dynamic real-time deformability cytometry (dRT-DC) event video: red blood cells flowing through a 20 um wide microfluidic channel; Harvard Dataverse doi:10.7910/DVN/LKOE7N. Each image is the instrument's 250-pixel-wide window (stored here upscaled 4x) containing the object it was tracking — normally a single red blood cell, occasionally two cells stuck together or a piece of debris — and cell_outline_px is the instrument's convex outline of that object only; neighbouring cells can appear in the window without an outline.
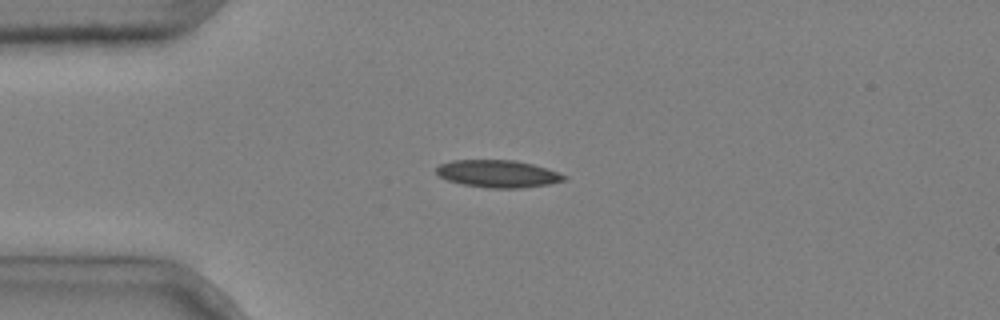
{"species": "common noctule bat (a hibernating species)", "species_latin": "Nyctalus noctula", "temperature_condition": "cold", "stored_images_in_passage": 4, "camera_frame_rate_fps": 3000, "um_per_image_px": 0.085, "animal": {"sex": "male", "body_mass_g": 20.4}, "frame": {"image": 1, "passage_image": 1, "time_ms": 0.0, "image_size_px": [1000, 320], "cell_outline_px": [[568, 176], [564, 180], [548, 184], [520, 188], [492, 188], [464, 184], [448, 180], [440, 176], [436, 172], [436, 168], [440, 164], [452, 160], [516, 160], [532, 164]], "centroid_in_image_um": [42.3, 14.76], "position_along_channel_um": 42.7, "area_um2": 20.06}}